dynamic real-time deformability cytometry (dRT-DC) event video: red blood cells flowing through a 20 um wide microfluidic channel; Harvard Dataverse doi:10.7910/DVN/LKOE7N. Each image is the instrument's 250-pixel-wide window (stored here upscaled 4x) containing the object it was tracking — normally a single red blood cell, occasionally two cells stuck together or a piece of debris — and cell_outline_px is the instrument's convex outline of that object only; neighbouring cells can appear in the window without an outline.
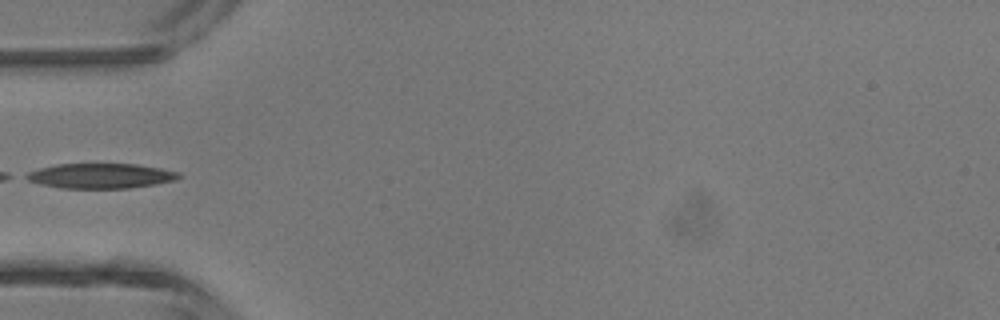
{"species": "common noctule bat (a hibernating species)", "species_latin": "Nyctalus noctula", "temperature_condition": "room temperature", "stored_images_in_passage": 4, "camera_frame_rate_fps": 3000, "um_per_image_px": 0.085, "animal": {"sex": "male", "body_mass_g": 13.3}, "frame": {"image": 1, "passage_image": 4, "time_ms": 1.0, "image_size_px": [1000, 320], "cell_outline_px": [[180, 176], [176, 180], [156, 184], [128, 188], [60, 188], [40, 184], [28, 180], [20, 176], [28, 172], [40, 168], [56, 164], [136, 164], [160, 168], [180, 172]], "centroid_in_image_um": [8.52, 14.95], "position_along_channel_um": 76.5, "area_um2": 22.25}}